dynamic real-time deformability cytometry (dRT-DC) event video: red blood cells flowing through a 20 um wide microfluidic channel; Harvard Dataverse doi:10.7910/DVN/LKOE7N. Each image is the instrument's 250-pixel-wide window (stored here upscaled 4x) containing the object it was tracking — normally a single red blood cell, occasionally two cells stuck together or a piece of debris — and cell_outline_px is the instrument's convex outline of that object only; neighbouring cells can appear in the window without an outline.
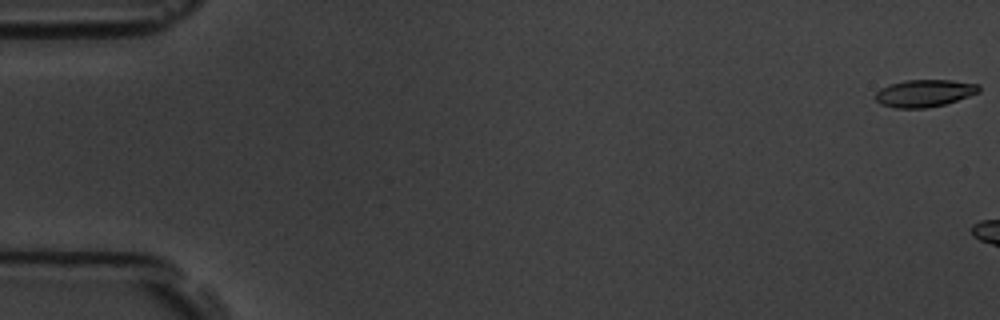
{"species": "common noctule bat (a hibernating species)", "species_latin": "Nyctalus noctula", "temperature_condition": "room temperature", "stored_images_in_passage": 3, "camera_frame_rate_fps": 3000, "um_per_image_px": 0.085, "animal": {"sex": "male", "body_mass_g": 19.5, "forearm_length_mm": 54.6}, "frame": {"image": 1, "passage_image": 1, "time_ms": 0.0, "image_size_px": [1000, 320], "cell_outline_px": [[980, 92], [944, 104], [924, 108], [896, 108], [880, 104], [876, 100], [876, 92], [880, 88], [888, 84], [904, 80], [952, 80], [980, 84]], "centroid_in_image_um": [78.56, 7.91], "position_along_channel_um": 6.4, "area_um2": 16.47}}